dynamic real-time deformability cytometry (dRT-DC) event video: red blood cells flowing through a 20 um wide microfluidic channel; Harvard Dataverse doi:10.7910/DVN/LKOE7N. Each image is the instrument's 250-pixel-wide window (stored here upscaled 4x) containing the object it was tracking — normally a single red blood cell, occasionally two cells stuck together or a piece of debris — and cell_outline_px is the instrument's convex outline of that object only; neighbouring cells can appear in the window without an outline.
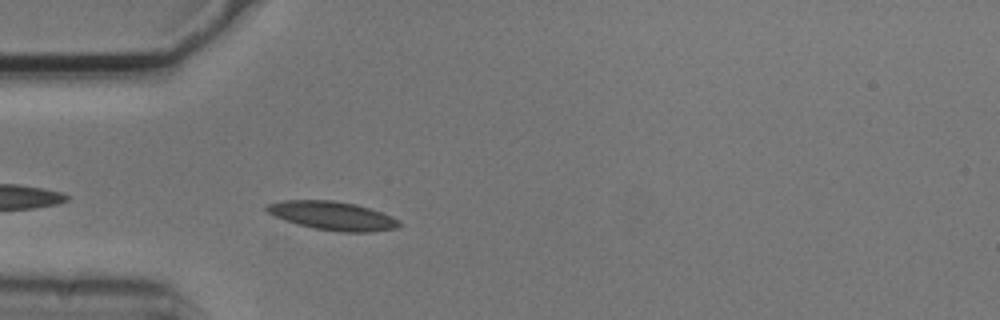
{"species": "common noctule bat (a hibernating species)", "species_latin": "Nyctalus noctula", "temperature_condition": "cold", "stored_images_in_passage": 3, "camera_frame_rate_fps": 3000, "um_per_image_px": 0.085, "animal": {"sex": "male", "body_mass_g": 20.5, "forearm_length_mm": 52.5}, "frame": {"image": 1, "passage_image": 3, "time_ms": 0.667, "image_size_px": [1000, 320], "cell_outline_px": [[400, 224], [396, 228], [372, 232], [340, 232], [312, 228], [284, 220], [268, 212], [264, 208], [264, 204], [280, 200], [332, 200], [356, 204], [380, 212], [400, 220]], "centroid_in_image_um": [28.22, 18.33], "position_along_channel_um": 56.8, "area_um2": 22.14}}